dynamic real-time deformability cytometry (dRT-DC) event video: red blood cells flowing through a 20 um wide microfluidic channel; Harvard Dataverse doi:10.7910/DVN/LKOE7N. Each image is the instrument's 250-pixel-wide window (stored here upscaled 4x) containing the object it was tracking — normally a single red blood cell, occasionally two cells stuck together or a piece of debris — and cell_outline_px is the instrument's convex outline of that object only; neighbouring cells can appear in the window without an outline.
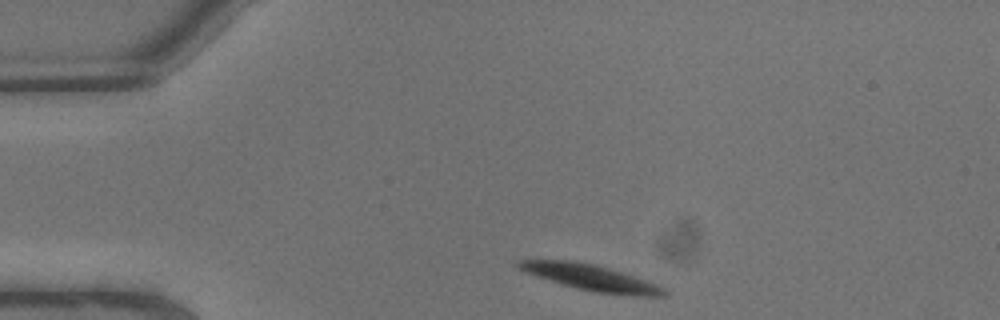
{"species": "common noctule bat (a hibernating species)", "species_latin": "Nyctalus noctula", "temperature_condition": "warm", "stored_images_in_passage": 3, "camera_frame_rate_fps": 3000, "um_per_image_px": 0.085, "animal": {"sex": "male", "body_mass_g": 13.3}, "frame": {"image": 1, "passage_image": 1, "time_ms": 0.0, "image_size_px": [1000, 320], "cell_outline_px": [[668, 296], [632, 296], [596, 292], [576, 288], [560, 284], [524, 272], [516, 268], [512, 264], [516, 260], [572, 260], [596, 264], [648, 280], [664, 288], [668, 292]], "centroid_in_image_um": [50.19, 23.59], "position_along_channel_um": 34.8, "area_um2": 22.43}}